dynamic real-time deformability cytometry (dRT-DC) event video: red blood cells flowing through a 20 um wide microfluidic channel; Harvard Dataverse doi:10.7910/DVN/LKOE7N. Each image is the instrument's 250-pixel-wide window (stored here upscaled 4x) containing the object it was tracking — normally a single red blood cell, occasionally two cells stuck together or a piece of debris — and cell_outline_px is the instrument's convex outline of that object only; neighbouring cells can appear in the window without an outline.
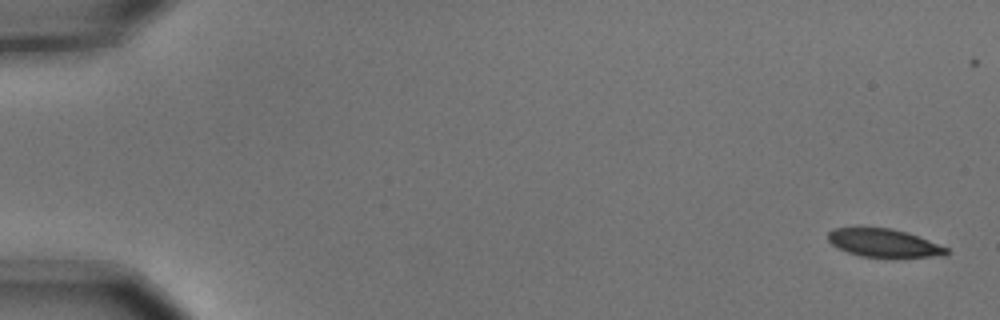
{"species": "common noctule bat (a hibernating species)", "species_latin": "Nyctalus noctula", "temperature_condition": "cold", "stored_images_in_passage": 10, "camera_frame_rate_fps": 3000, "um_per_image_px": 0.085, "animal": {"sex": "male", "body_mass_g": 15.6}, "frame": {"image": 1, "passage_image": 1, "time_ms": 0.0, "image_size_px": [1000, 320], "cell_outline_px": [[948, 252], [944, 256], [860, 256], [848, 252], [832, 244], [828, 240], [828, 232], [832, 228], [892, 228], [928, 240], [948, 248]], "centroid_in_image_um": [75.09, 20.64], "position_along_channel_um": 9.9, "area_um2": 18.79}}
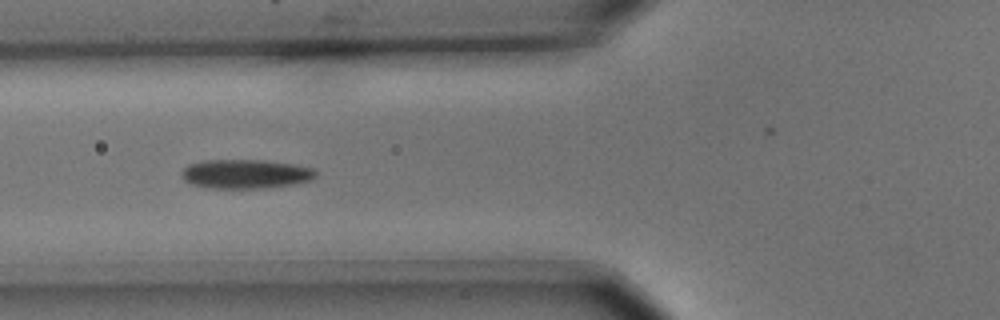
{"frame": {"image": 2, "passage_image": 6, "time_ms": 1.667, "image_size_px": [1000, 320], "cell_outline_px": [[316, 176], [312, 180], [292, 184], [264, 188], [204, 188], [192, 184], [184, 180], [180, 172], [188, 164], [204, 160], [264, 160], [292, 164], [312, 168], [316, 172]], "centroid_in_image_um": [20.83, 14.79], "position_along_channel_um": 105.0, "area_um2": 22.83}}
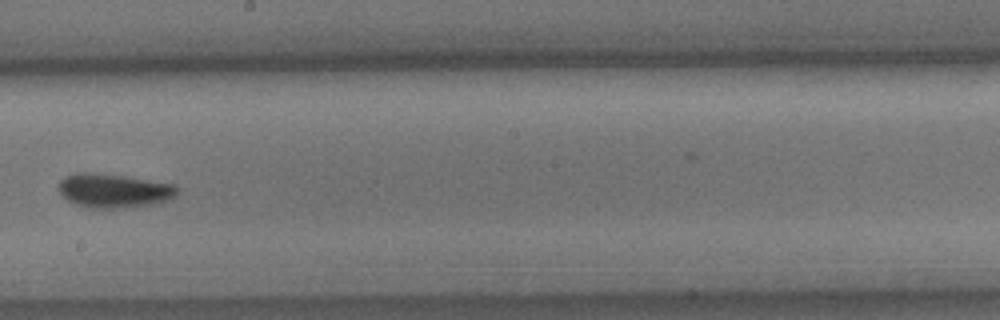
{"frame": {"image": 3, "passage_image": 9, "time_ms": 2.667, "image_size_px": [1000, 320], "cell_outline_px": [[176, 192], [168, 200], [160, 204], [124, 208], [88, 208], [76, 204], [68, 200], [56, 188], [60, 180], [64, 176], [76, 172], [96, 172], [124, 176], [176, 184]], "centroid_in_image_um": [9.64, 16.2], "position_along_channel_um": 238.6, "area_um2": 23.81}}